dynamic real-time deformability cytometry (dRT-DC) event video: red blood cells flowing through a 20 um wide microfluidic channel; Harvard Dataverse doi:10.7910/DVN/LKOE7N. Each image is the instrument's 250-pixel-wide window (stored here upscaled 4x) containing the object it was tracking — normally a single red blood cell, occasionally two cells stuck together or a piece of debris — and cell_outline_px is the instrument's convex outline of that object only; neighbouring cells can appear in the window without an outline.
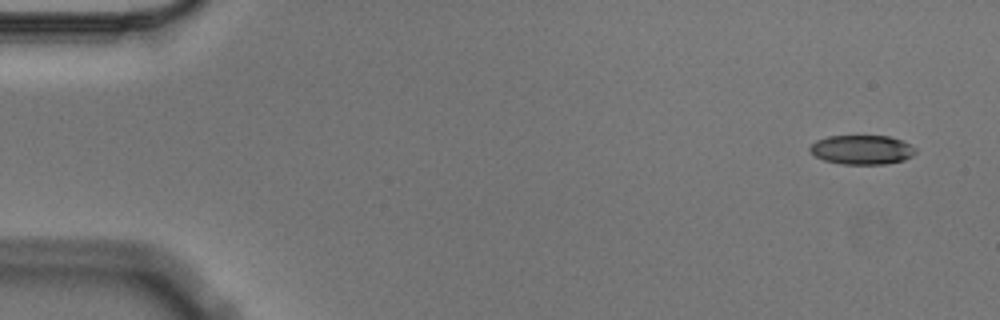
{"species": "Egyptian fruit bat (a non-hibernating species)", "species_latin": "Rousettus aegyptiacus", "temperature_condition": "cold", "stored_images_in_passage": 5, "camera_frame_rate_fps": 3000, "um_per_image_px": 0.085, "animal": {"sex": "male"}, "frame": {"image": 1, "passage_image": 1, "time_ms": 0.0, "image_size_px": [1000, 320], "cell_outline_px": [[916, 152], [912, 156], [904, 160], [884, 164], [840, 164], [824, 160], [808, 152], [808, 148], [816, 140], [828, 136], [888, 136], [900, 140], [916, 148]], "centroid_in_image_um": [73.23, 12.73], "position_along_channel_um": 11.8, "area_um2": 18.03}}
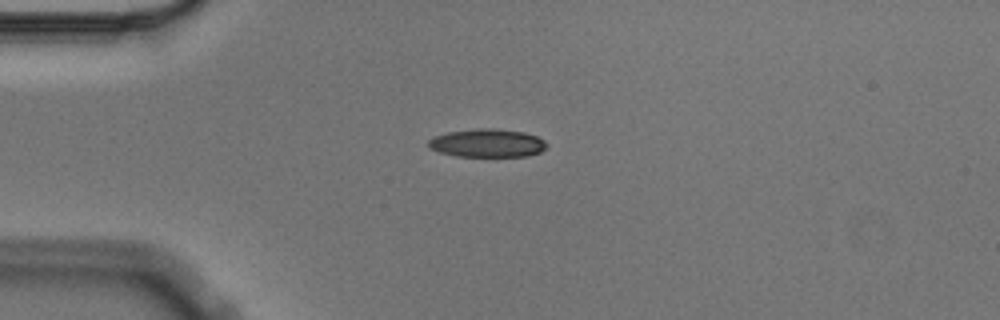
{"frame": {"image": 2, "passage_image": 4, "time_ms": 1.0, "image_size_px": [1000, 320], "cell_outline_px": [[548, 144], [540, 152], [528, 156], [456, 156], [440, 152], [428, 148], [428, 140], [436, 136], [448, 132], [480, 128], [492, 128], [524, 132], [536, 136], [544, 140]], "centroid_in_image_um": [41.42, 12.16], "position_along_channel_um": 43.6, "area_um2": 19.36}}